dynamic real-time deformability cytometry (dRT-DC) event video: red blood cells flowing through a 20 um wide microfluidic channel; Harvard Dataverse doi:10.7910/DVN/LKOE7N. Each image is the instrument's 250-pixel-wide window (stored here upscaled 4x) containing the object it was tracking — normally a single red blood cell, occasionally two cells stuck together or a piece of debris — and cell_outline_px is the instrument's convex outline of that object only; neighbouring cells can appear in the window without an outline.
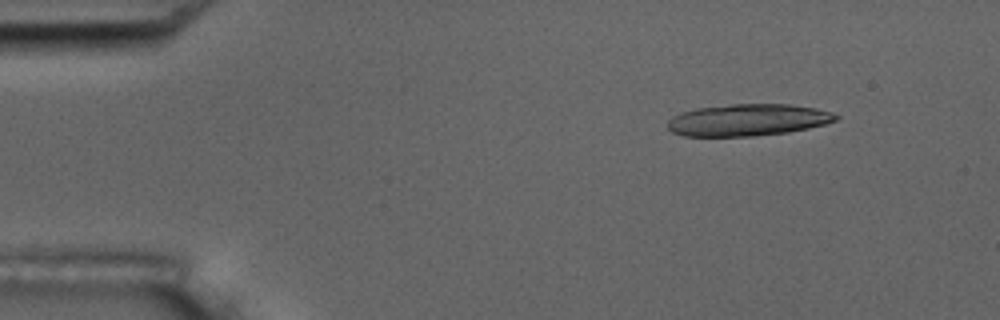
{"species": "common noctule bat (a hibernating species)", "species_latin": "Nyctalus noctula", "temperature_condition": "room temperature", "stored_images_in_passage": 7, "camera_frame_rate_fps": 3000, "um_per_image_px": 0.085, "animal": {"sex": "male", "body_mass_g": 17.5, "forearm_length_mm": 52.3}, "frame": {"image": 1, "passage_image": 1, "time_ms": 0.0, "image_size_px": [1000, 320], "cell_outline_px": [[840, 116], [836, 120], [824, 124], [808, 128], [788, 132], [752, 136], [684, 136], [672, 132], [668, 128], [668, 120], [672, 116], [680, 112], [696, 108], [732, 104], [788, 104], [816, 108], [832, 112]], "centroid_in_image_um": [63.55, 10.19], "position_along_channel_um": 21.5, "area_um2": 31.27}}